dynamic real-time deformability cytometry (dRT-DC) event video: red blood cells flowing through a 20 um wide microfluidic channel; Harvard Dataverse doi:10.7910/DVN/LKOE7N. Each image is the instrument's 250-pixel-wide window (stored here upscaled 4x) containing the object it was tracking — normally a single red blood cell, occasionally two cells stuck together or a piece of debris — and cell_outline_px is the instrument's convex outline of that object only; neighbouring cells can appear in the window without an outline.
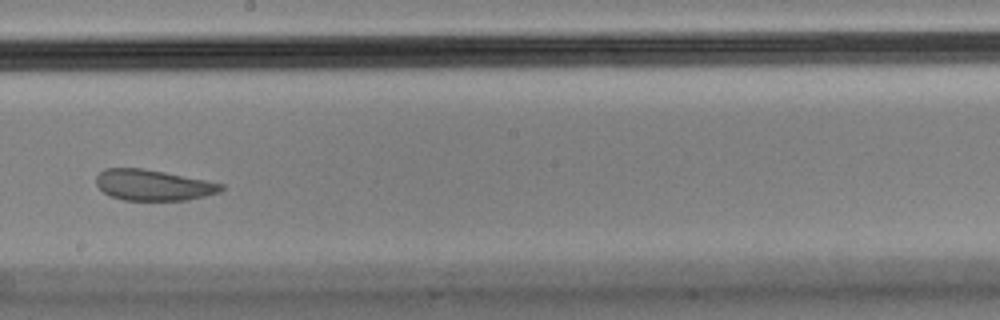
{"species": "Egyptian fruit bat (a non-hibernating species)", "species_latin": "Rousettus aegyptiacus", "temperature_condition": "cold", "stored_images_in_passage": 11, "camera_frame_rate_fps": 3000, "um_per_image_px": 0.085, "animal": {"sex": "male"}, "frame": {"image": 1, "passage_image": 7, "time_ms": 2.0, "image_size_px": [1000, 320], "cell_outline_px": [[224, 188], [220, 192], [188, 200], [124, 200], [108, 196], [96, 184], [96, 176], [104, 168], [140, 168], [164, 172], [208, 180], [224, 184]], "centroid_in_image_um": [13.02, 15.73], "position_along_channel_um": 235.2, "area_um2": 22.54}}
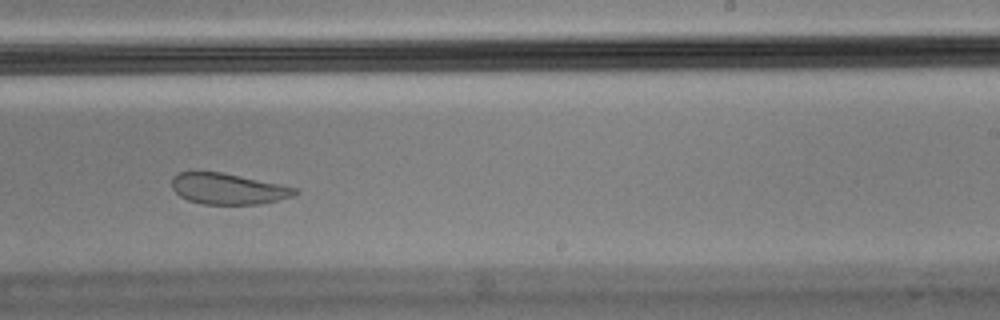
{"frame": {"image": 2, "passage_image": 8, "time_ms": 2.333, "image_size_px": [1000, 320], "cell_outline_px": [[300, 192], [292, 196], [260, 204], [204, 204], [188, 200], [180, 196], [172, 188], [172, 176], [176, 172], [220, 172], [280, 184], [296, 188]], "centroid_in_image_um": [19.36, 16.05], "position_along_channel_um": 269.6, "area_um2": 22.02}}